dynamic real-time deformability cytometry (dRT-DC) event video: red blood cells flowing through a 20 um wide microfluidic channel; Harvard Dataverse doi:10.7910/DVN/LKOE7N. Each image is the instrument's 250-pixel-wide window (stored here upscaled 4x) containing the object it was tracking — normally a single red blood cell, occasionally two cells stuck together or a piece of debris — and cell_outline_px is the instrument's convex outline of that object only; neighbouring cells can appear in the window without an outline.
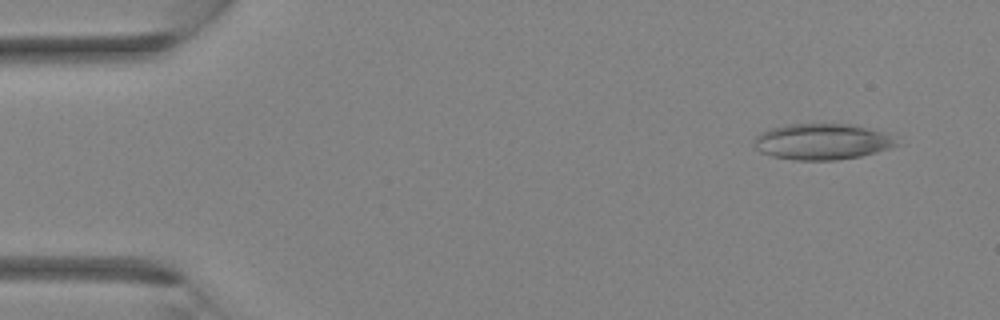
{"species": "Egyptian fruit bat (a non-hibernating species)", "species_latin": "Rousettus aegyptiacus", "temperature_condition": "room temperature", "stored_images_in_passage": 35, "camera_frame_rate_fps": 3000, "um_per_image_px": 0.085, "animal": {"sex": "female"}, "frame": {"image": 1, "passage_image": 3, "time_ms": 0.667, "image_size_px": [1000, 320], "cell_outline_px": [[904, 144], [892, 148], [860, 156], [836, 160], [792, 160], [772, 156], [760, 152], [752, 144], [756, 136], [760, 132], [772, 128], [788, 124], [852, 124], [868, 128], [880, 132]], "centroid_in_image_um": [69.86, 12.05], "position_along_channel_um": 15.1, "area_um2": 29.94}}
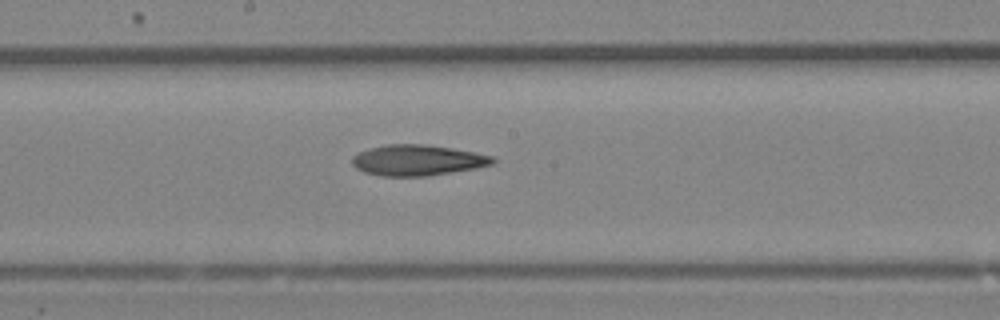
{"frame": {"image": 2, "passage_image": 19, "time_ms": 6.0, "image_size_px": [1000, 320], "cell_outline_px": [[496, 160], [492, 164], [476, 168], [428, 176], [380, 176], [364, 172], [356, 168], [352, 164], [352, 156], [368, 148], [388, 144], [420, 144], [452, 148], [492, 156]], "centroid_in_image_um": [35.45, 13.62], "position_along_channel_um": 212.7, "area_um2": 25.09}}
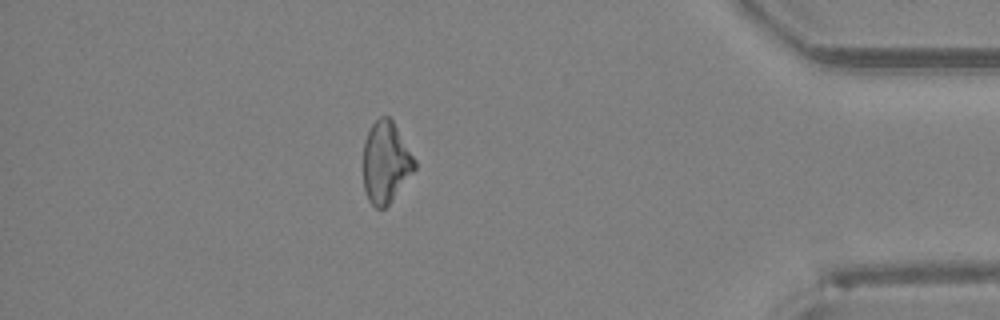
{"frame": {"image": 3, "passage_image": 31, "time_ms": 10.0, "image_size_px": [1000, 320], "cell_outline_px": [[416, 168], [388, 204], [384, 208], [376, 208], [368, 200], [364, 188], [364, 140], [372, 124], [380, 116], [388, 116], [392, 120], [416, 160]], "centroid_in_image_um": [32.78, 13.78], "position_along_channel_um": 402.4, "area_um2": 24.04}}